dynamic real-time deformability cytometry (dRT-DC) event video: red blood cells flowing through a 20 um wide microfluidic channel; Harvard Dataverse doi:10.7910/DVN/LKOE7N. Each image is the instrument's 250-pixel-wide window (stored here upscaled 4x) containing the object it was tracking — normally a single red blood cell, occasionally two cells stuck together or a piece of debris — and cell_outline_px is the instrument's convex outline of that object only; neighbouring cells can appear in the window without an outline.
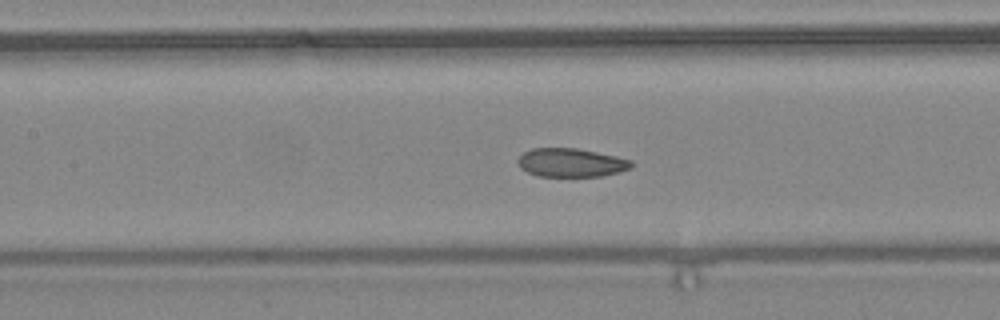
{"species": "common noctule bat (a hibernating species)", "species_latin": "Nyctalus noctula", "temperature_condition": "warm", "stored_images_in_passage": 30, "camera_frame_rate_fps": 3000, "um_per_image_px": 0.085, "animal": {"sex": "female", "body_mass_g": 24.6, "forearm_length_mm": 56.2}, "frame": {"image": 1, "passage_image": 5, "time_ms": 1.333, "image_size_px": [1000, 320], "cell_outline_px": [[632, 168], [620, 172], [604, 176], [536, 176], [520, 168], [516, 160], [524, 152], [532, 148], [576, 148], [616, 156], [632, 160]], "centroid_in_image_um": [48.54, 13.83], "position_along_channel_um": 158.9, "area_um2": 19.02}, "authors_computed_cell_mechanics": {"area_um2": 19.7676, "velocity_mm_per_s": 4.4593, "shape_relaxation_time_tau1_ms": 6.5119, "shape_relaxation_time_tau2_ms": null, "deformation_change_tau1": 0.1243, "deformation_change_tau2": null}}